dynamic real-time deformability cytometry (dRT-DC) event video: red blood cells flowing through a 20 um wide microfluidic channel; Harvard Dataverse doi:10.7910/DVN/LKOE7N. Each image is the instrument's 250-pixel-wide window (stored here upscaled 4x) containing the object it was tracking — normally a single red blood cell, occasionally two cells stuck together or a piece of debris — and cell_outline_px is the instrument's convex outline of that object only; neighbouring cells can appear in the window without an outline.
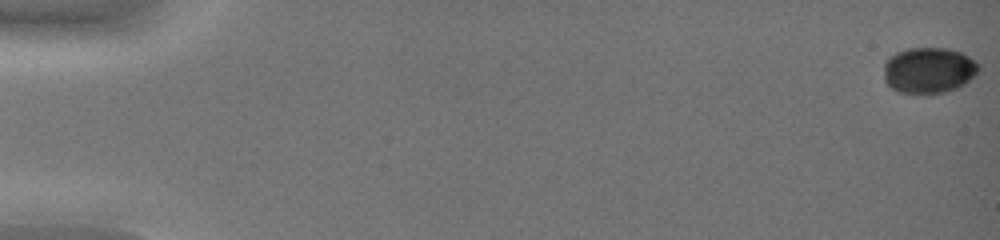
{"species": "common noctule bat (a hibernating species)", "species_latin": "Nyctalus noctula", "temperature_condition": "warm", "stored_images_in_passage": 48, "camera_frame_rate_fps": 3000, "um_per_image_px": 0.085, "animal": {"sex": "female", "body_mass_g": 19.0, "forearm_length_mm": 51.5}, "frame": {"image": 1, "passage_image": 1, "time_ms": 0.0, "image_size_px": [1000, 240], "cell_outline_px": [[980, 68], [964, 84], [956, 88], [944, 92], [924, 96], [896, 92], [884, 80], [884, 64], [888, 56], [896, 52], [908, 48], [948, 48], [960, 52], [976, 60], [980, 64]], "centroid_in_image_um": [78.91, 5.99], "position_along_channel_um": 6.1, "area_um2": 25.95}}
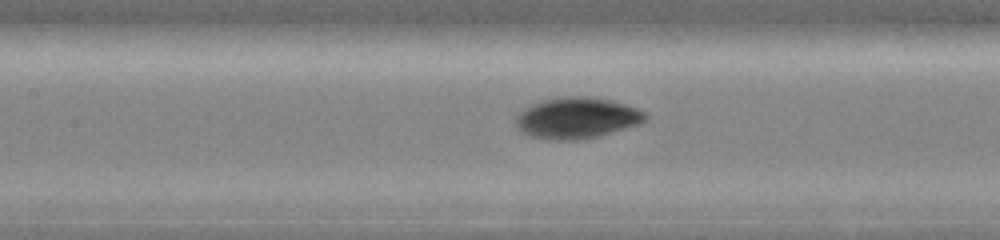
{"frame": {"image": 2, "passage_image": 25, "time_ms": 8.0, "image_size_px": [1000, 240], "cell_outline_px": [[648, 116], [640, 124], [600, 136], [584, 140], [540, 140], [528, 136], [520, 132], [516, 128], [516, 116], [524, 108], [544, 100], [576, 96], [584, 96], [612, 100], [648, 112]], "centroid_in_image_um": [49.03, 10.06], "position_along_channel_um": 158.4, "area_um2": 31.33}}
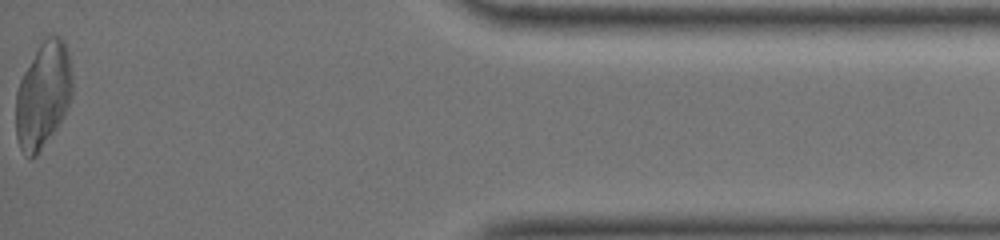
{"frame": {"image": 3, "passage_image": 48, "time_ms": 15.667, "image_size_px": [1000, 240], "cell_outline_px": [[72, 96], [64, 116], [56, 128], [36, 156], [28, 160], [24, 156], [20, 148], [16, 136], [16, 92], [20, 80], [24, 72], [44, 36], [52, 32], [56, 32], [64, 40], [68, 52], [72, 76]], "centroid_in_image_um": [3.67, 8.05], "position_along_channel_um": 431.5, "area_um2": 35.26}, "authors_computed_cell_mechanics": {"area_um2": 29.4202, "velocity_mm_per_s": 4.2185, "shape_relaxation_time_tau1_ms": 1.7612, "shape_relaxation_time_tau2_ms": null, "deformation_change_tau1": 0.0649, "deformation_change_tau2": null}}